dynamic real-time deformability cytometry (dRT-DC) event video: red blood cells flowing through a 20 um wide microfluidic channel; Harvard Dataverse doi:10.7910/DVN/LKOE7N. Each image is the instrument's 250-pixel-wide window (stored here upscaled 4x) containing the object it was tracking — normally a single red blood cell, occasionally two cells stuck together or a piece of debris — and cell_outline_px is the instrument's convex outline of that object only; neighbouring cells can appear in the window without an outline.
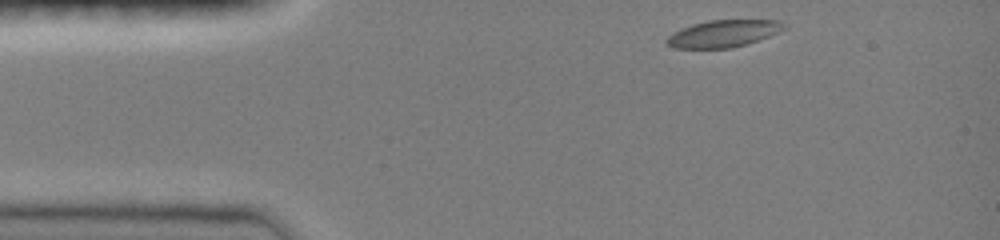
{"species": "common noctule bat (a hibernating species)", "species_latin": "Nyctalus noctula", "temperature_condition": "room temperature", "stored_images_in_passage": 36, "camera_frame_rate_fps": 3000, "um_per_image_px": 0.085, "animal": {"sex": "female", "body_mass_g": 19.0, "forearm_length_mm": 51.5}, "frame": {"image": 1, "passage_image": 1, "time_ms": 0.0, "image_size_px": [1000, 240], "cell_outline_px": [[788, 28], [780, 32], [732, 48], [672, 48], [664, 44], [664, 40], [668, 36], [680, 28], [692, 24], [708, 20], [780, 20], [788, 24]], "centroid_in_image_um": [61.47, 2.84], "position_along_channel_um": 23.5, "area_um2": 18.73}}
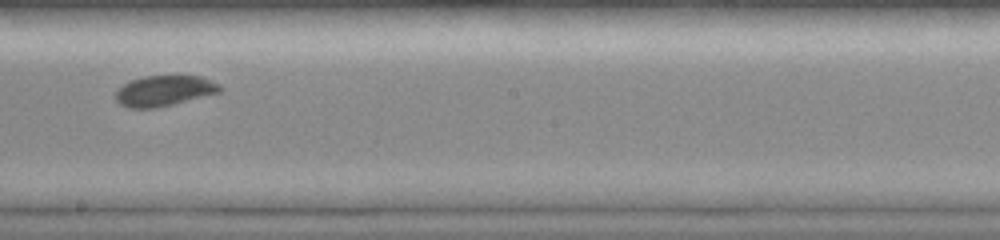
{"frame": {"image": 2, "passage_image": 21, "time_ms": 6.667, "image_size_px": [1000, 240], "cell_outline_px": [[224, 88], [220, 92], [156, 108], [128, 108], [120, 104], [116, 100], [116, 92], [124, 84], [132, 80], [144, 76], [200, 76], [220, 84]], "centroid_in_image_um": [13.97, 7.72], "position_along_channel_um": 234.2, "area_um2": 18.38}}
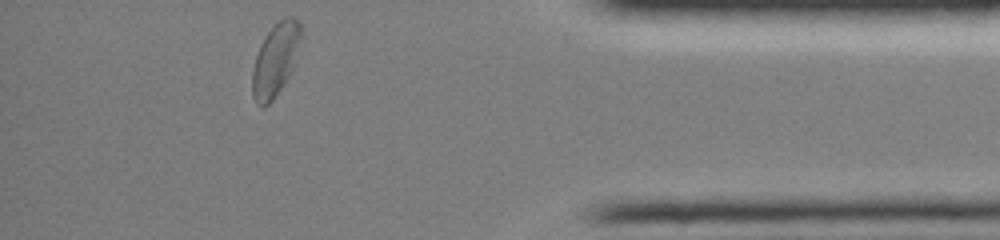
{"frame": {"image": 3, "passage_image": 36, "time_ms": 11.667, "image_size_px": [1000, 240], "cell_outline_px": [[300, 36], [292, 68], [288, 76], [272, 100], [264, 108], [256, 104], [252, 96], [252, 68], [260, 44], [268, 32], [284, 16], [292, 16], [300, 24]], "centroid_in_image_um": [23.36, 5.1], "position_along_channel_um": 411.8, "area_um2": 20.0}, "authors_computed_cell_mechanics": {"area_um2": 19.0162, "velocity_mm_per_s": 4.0294, "shape_relaxation_time_tau1_ms": 4.3121, "shape_relaxation_time_tau2_ms": 1.7749, "deformation_change_tau1": 0.1073, "deformation_change_tau2": 0.025}}